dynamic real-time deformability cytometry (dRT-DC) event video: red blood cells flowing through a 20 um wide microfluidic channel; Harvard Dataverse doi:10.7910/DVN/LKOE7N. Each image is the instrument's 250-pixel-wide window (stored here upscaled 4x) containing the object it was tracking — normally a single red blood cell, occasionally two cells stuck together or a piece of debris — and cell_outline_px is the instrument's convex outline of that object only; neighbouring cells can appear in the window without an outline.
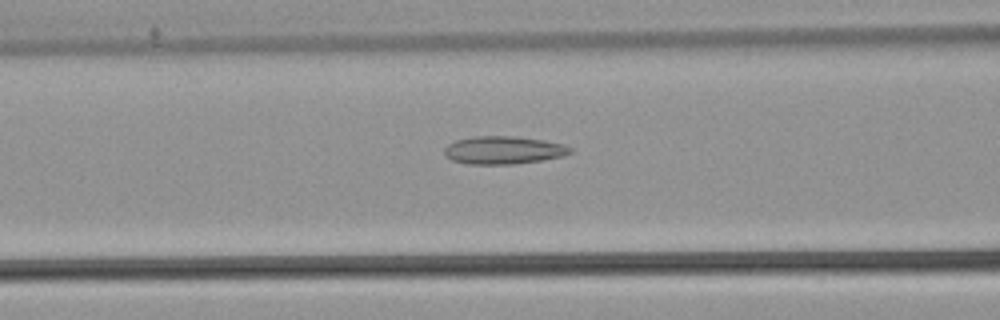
{"species": "common noctule bat (a hibernating species)", "species_latin": "Nyctalus noctula", "temperature_condition": "warm", "stored_images_in_passage": 53, "camera_frame_rate_fps": 3000, "um_per_image_px": 0.085, "animal": {"sex": "male", "body_mass_g": 21.5, "forearm_length_mm": 52.0}, "frame": {"image": 1, "passage_image": 22, "time_ms": 7.0, "image_size_px": [1000, 320], "cell_outline_px": [[572, 152], [560, 156], [540, 160], [512, 164], [468, 164], [452, 160], [444, 156], [444, 148], [448, 144], [456, 140], [472, 136], [516, 136], [544, 140], [564, 144], [572, 148]], "centroid_in_image_um": [42.75, 12.75], "position_along_channel_um": 123.8, "area_um2": 20.46}}
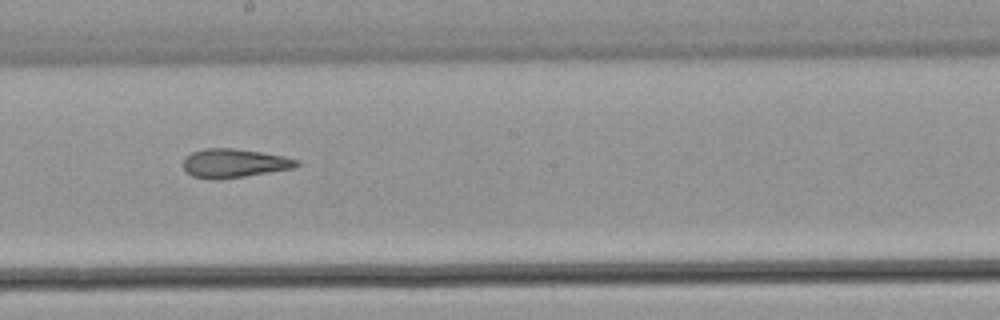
{"frame": {"image": 2, "passage_image": 30, "time_ms": 9.667, "image_size_px": [1000, 320], "cell_outline_px": [[300, 164], [292, 168], [244, 176], [192, 176], [184, 168], [184, 156], [192, 152], [204, 148], [232, 148], [260, 152], [284, 156], [300, 160]], "centroid_in_image_um": [19.95, 13.81], "position_along_channel_um": 228.3, "area_um2": 18.15}}
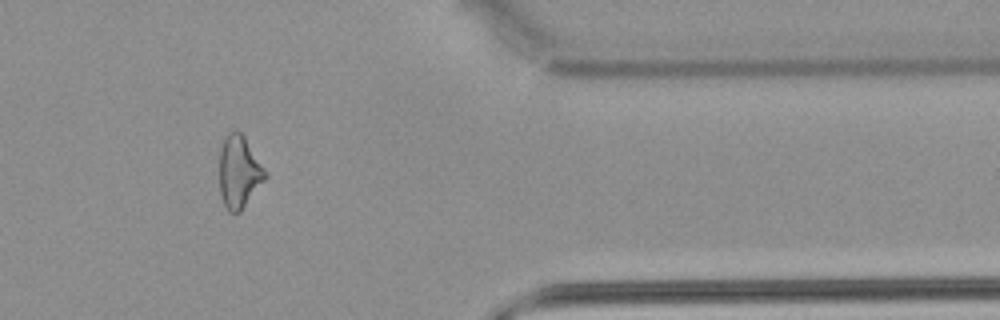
{"frame": {"image": 3, "passage_image": 44, "time_ms": 14.333, "image_size_px": [1000, 320], "cell_outline_px": [[264, 180], [240, 212], [228, 212], [224, 204], [220, 192], [220, 148], [224, 136], [228, 132], [240, 132], [244, 136], [264, 172]], "centroid_in_image_um": [20.26, 14.62], "position_along_channel_um": 391.1, "area_um2": 18.55}, "authors_computed_cell_mechanics": {"area_um2": 20.4612, "velocity_mm_per_s": 3.9232, "shape_relaxation_time_tau1_ms": null, "shape_relaxation_time_tau2_ms": 2.6723, "deformation_change_tau1": null, "deformation_change_tau2": 0.1356}}